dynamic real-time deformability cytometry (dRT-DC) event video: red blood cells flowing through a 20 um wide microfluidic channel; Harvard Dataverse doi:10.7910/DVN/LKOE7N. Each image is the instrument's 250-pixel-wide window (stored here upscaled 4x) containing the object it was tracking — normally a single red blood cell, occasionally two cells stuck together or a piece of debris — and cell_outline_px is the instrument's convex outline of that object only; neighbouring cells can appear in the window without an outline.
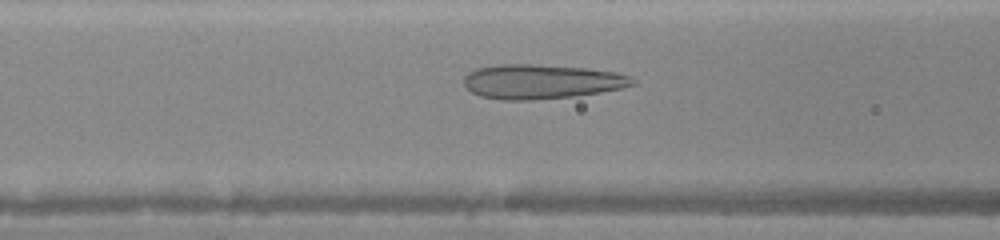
{"species": "human", "species_latin": "Homo sapiens", "temperature_condition": "warm", "stored_images_in_passage": 41, "camera_frame_rate_fps": 3000, "um_per_image_px": 0.085, "donor": {"sex": "female"}, "frame": {"image": 1, "passage_image": 15, "time_ms": 4.667, "image_size_px": [1000, 240], "cell_outline_px": [[636, 84], [620, 88], [600, 92], [572, 96], [532, 100], [504, 100], [480, 96], [472, 92], [464, 84], [464, 76], [468, 72], [476, 68], [496, 64], [536, 64], [588, 68], [616, 72], [632, 76], [636, 80]], "centroid_in_image_um": [46.03, 6.92], "position_along_channel_um": 120.6, "area_um2": 34.04}}
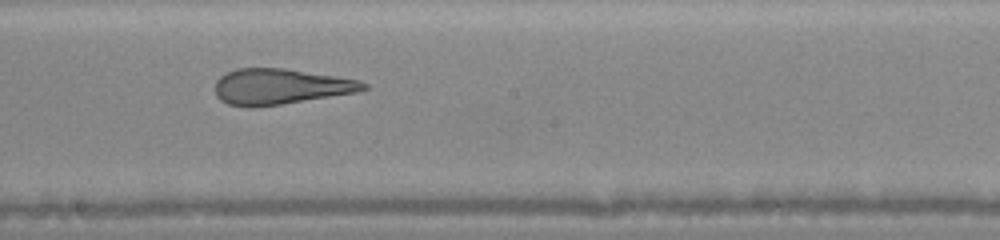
{"frame": {"image": 2, "passage_image": 22, "time_ms": 7.0, "image_size_px": [1000, 240], "cell_outline_px": [[368, 88], [356, 92], [280, 104], [252, 108], [248, 108], [228, 104], [220, 100], [216, 96], [216, 80], [220, 76], [236, 68], [284, 68], [336, 76], [360, 80], [368, 84]], "centroid_in_image_um": [23.8, 7.36], "position_along_channel_um": 224.4, "area_um2": 30.75}}
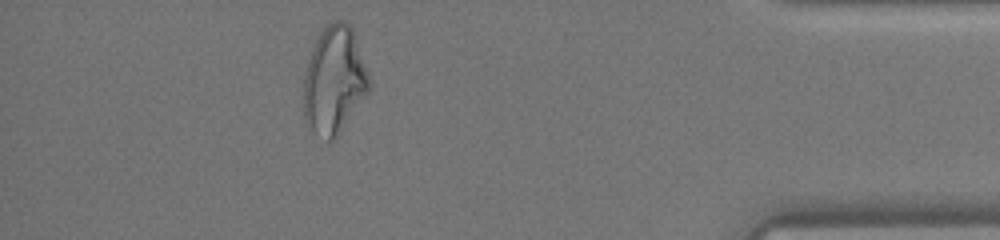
{"frame": {"image": 3, "passage_image": 37, "time_ms": 12.0, "image_size_px": [1000, 240], "cell_outline_px": [[368, 92], [336, 136], [328, 144], [304, 120], [304, 76], [308, 60], [312, 48], [320, 28], [324, 24], [336, 20], [340, 20], [348, 24], [352, 28], [368, 72]], "centroid_in_image_um": [28.38, 6.78], "position_along_channel_um": 406.8, "area_um2": 40.58}}